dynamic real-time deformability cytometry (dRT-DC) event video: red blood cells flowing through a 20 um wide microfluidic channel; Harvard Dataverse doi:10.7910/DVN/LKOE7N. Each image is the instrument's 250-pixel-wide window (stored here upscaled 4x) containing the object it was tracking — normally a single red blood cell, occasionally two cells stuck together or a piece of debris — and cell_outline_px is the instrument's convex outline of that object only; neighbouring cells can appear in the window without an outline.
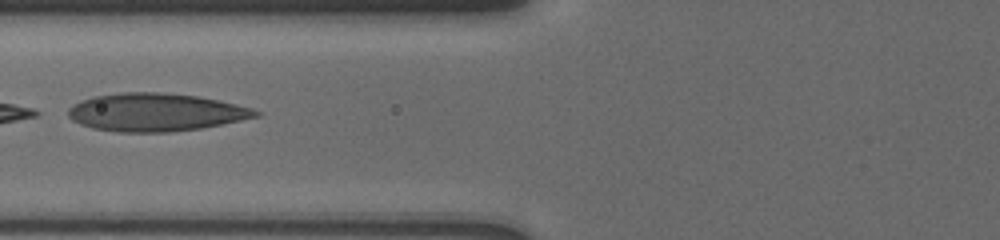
{"species": "human", "species_latin": "Homo sapiens", "temperature_condition": "cold", "stored_images_in_passage": 25, "camera_frame_rate_fps": 3000, "um_per_image_px": 0.085, "donor": {"sex": "male"}, "frame": {"image": 1, "passage_image": 4, "time_ms": 1.667, "image_size_px": [1000, 240], "cell_outline_px": [[260, 116], [200, 128], [168, 132], [116, 132], [92, 128], [80, 124], [72, 120], [68, 116], [68, 108], [72, 104], [92, 96], [120, 92], [160, 92], [200, 96], [220, 100], [252, 108], [260, 112]], "centroid_in_image_um": [13.19, 9.53], "position_along_channel_um": 112.6, "area_um2": 41.62}}
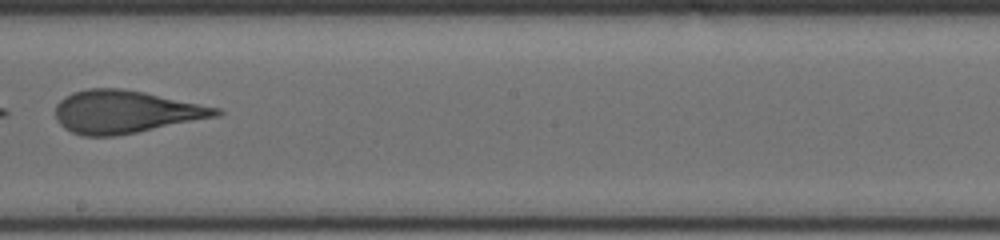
{"frame": {"image": 2, "passage_image": 13, "time_ms": 5.0, "image_size_px": [1000, 240], "cell_outline_px": [[224, 112], [220, 116], [116, 136], [84, 136], [72, 132], [64, 128], [56, 120], [56, 104], [64, 96], [72, 92], [88, 88], [120, 88], [144, 92], [220, 108]], "centroid_in_image_um": [10.65, 9.5], "position_along_channel_um": 237.5, "area_um2": 40.06}}
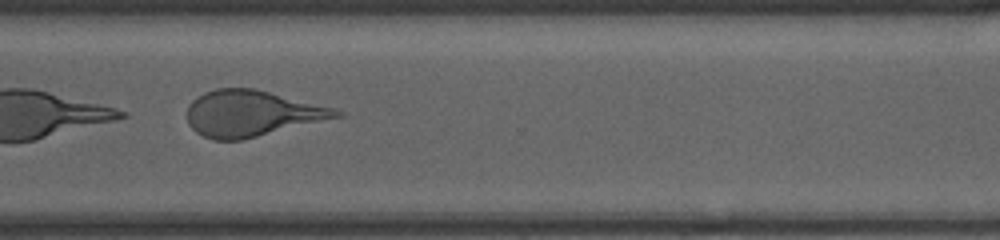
{"frame": {"image": 3, "passage_image": 19, "time_ms": 8.0, "image_size_px": [1000, 240], "cell_outline_px": [[344, 116], [240, 140], [212, 140], [196, 132], [188, 124], [188, 104], [192, 100], [204, 92], [216, 88], [252, 88], [332, 108], [344, 112]], "centroid_in_image_um": [21.35, 9.65], "position_along_channel_um": 349.3, "area_um2": 39.48}, "authors_computed_cell_mechanics": {"area_um2": 40.3444, "velocity_mm_per_s": 3.7379, "shape_relaxation_time_tau1_ms": 1.4851, "shape_relaxation_time_tau2_ms": 1.6474, "deformation_change_tau1": 0.2968, "deformation_change_tau2": 0.12}}